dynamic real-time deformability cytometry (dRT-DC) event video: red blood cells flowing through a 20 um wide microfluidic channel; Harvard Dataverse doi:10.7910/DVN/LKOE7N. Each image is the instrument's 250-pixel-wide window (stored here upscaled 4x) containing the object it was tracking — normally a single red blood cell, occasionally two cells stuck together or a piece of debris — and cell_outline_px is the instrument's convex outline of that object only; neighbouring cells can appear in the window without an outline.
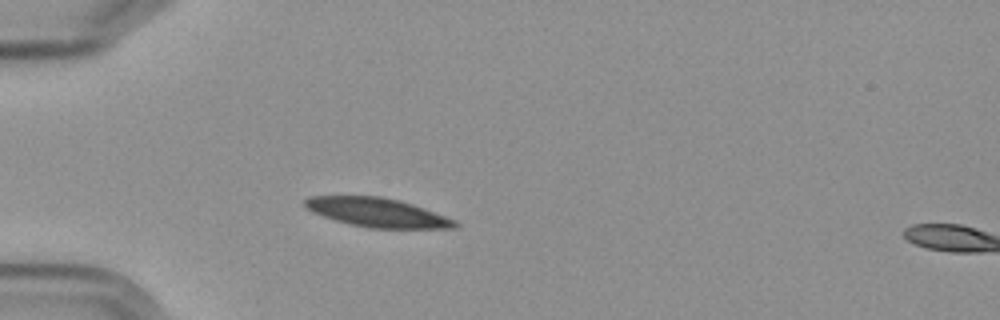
{"species": "Egyptian fruit bat (a non-hibernating species)", "species_latin": "Rousettus aegyptiacus", "temperature_condition": "cold", "stored_images_in_passage": 4, "segment_of_instrument_passage": [1, 2], "camera_frame_rate_fps": 3000, "um_per_image_px": 0.085, "frame": {"image": 1, "passage_image": 3, "time_ms": 2.333, "image_size_px": [1000, 320], "cell_outline_px": [[460, 224], [456, 228], [368, 228], [336, 220], [312, 212], [304, 204], [304, 200], [308, 196], [380, 196], [400, 200], [424, 208], [456, 220]], "centroid_in_image_um": [32.09, 18.06], "position_along_channel_um": 52.9, "area_um2": 25.2}}